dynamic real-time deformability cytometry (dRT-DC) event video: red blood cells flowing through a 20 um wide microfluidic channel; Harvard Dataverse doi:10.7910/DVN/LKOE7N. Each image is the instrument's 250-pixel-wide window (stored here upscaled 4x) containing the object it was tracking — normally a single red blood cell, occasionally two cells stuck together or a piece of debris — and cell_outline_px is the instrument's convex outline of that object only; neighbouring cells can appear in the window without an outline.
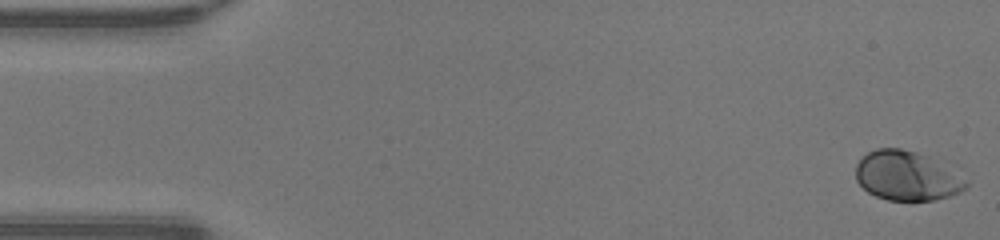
{"species": "human", "species_latin": "Homo sapiens", "temperature_condition": "warm", "stored_images_in_passage": 49, "camera_frame_rate_fps": 3000, "um_per_image_px": 0.085, "donor": {"sex": "male"}, "frame": {"image": 1, "passage_image": 1, "time_ms": 0.0, "image_size_px": [1000, 240], "cell_outline_px": [[968, 184], [960, 192], [952, 196], [932, 200], [888, 200], [876, 196], [868, 192], [856, 180], [856, 164], [868, 152], [876, 148], [900, 148], [916, 152], [928, 156], [968, 180]], "centroid_in_image_um": [77.07, 14.95], "position_along_channel_um": 7.9, "area_um2": 31.5}}
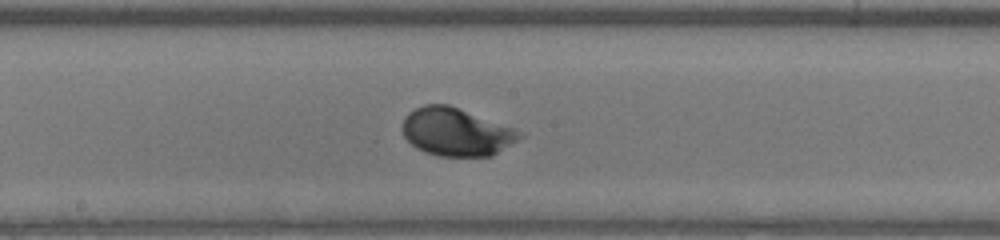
{"frame": {"image": 2, "passage_image": 26, "time_ms": 8.333, "image_size_px": [1000, 240], "cell_outline_px": [[524, 136], [492, 156], [440, 156], [424, 152], [416, 148], [404, 136], [400, 128], [408, 112], [424, 104], [448, 104], [524, 132]], "centroid_in_image_um": [38.76, 11.22], "position_along_channel_um": 209.4, "area_um2": 32.71}}
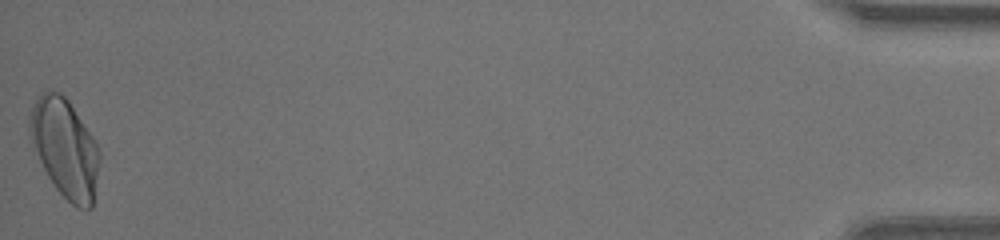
{"frame": {"image": 3, "passage_image": 49, "time_ms": 16.0, "image_size_px": [1000, 240], "cell_outline_px": [[100, 160], [92, 208], [76, 208], [56, 188], [48, 176], [32, 148], [28, 132], [28, 116], [36, 100], [48, 88], [52, 88], [60, 92], [68, 100], [100, 148]], "centroid_in_image_um": [5.5, 12.57], "position_along_channel_um": 429.7, "area_um2": 40.23}, "authors_computed_cell_mechanics": {"area_um2": 31.501, "velocity_mm_per_s": 4.2584, "shape_relaxation_time_tau1_ms": 3.0697, "shape_relaxation_time_tau2_ms": null, "deformation_change_tau1": 0.1336, "deformation_change_tau2": null}}